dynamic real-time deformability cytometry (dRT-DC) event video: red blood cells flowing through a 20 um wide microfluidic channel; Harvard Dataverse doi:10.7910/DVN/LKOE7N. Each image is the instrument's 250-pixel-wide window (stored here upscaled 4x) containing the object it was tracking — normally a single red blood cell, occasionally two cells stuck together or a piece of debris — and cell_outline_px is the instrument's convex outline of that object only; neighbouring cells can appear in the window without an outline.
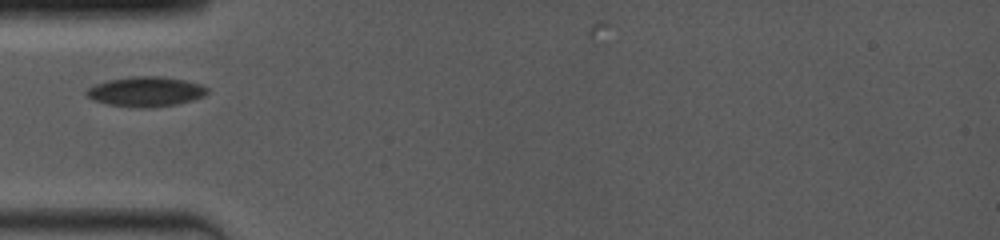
{"species": "common noctule bat (a hibernating species)", "species_latin": "Nyctalus noctula", "temperature_condition": "room temperature", "stored_images_in_passage": 4, "camera_frame_rate_fps": 4000, "um_per_image_px": 0.085, "animal": {"sex": "female", "body_mass_g": 19.0, "forearm_length_mm": 53.3}, "frame": {"image": 1, "passage_image": 1, "time_ms": 0.0, "image_size_px": [1000, 240], "cell_outline_px": [[208, 92], [204, 96], [192, 100], [176, 104], [148, 108], [140, 108], [108, 104], [92, 100], [84, 92], [88, 88], [96, 84], [108, 80], [132, 76], [160, 76], [184, 80], [200, 84], [208, 88]], "centroid_in_image_um": [12.38, 7.79], "position_along_channel_um": 72.6, "area_um2": 20.98}}
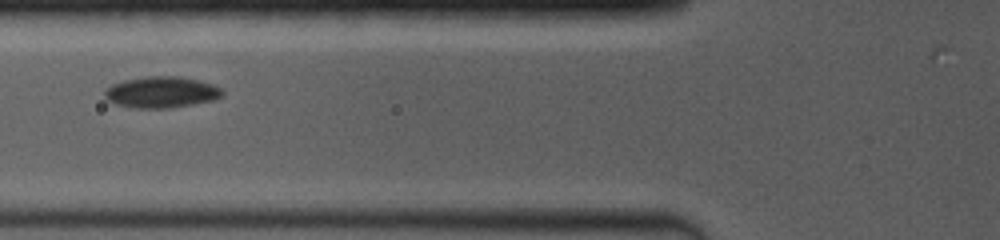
{"frame": {"image": 2, "passage_image": 2, "time_ms": 1.0, "image_size_px": [1000, 240], "cell_outline_px": [[224, 96], [216, 100], [168, 108], [136, 108], [116, 104], [108, 100], [104, 96], [104, 92], [112, 84], [124, 80], [148, 76], [180, 76], [200, 80], [212, 84], [220, 88], [224, 92]], "centroid_in_image_um": [13.76, 7.83], "position_along_channel_um": 112.0, "area_um2": 21.5}}
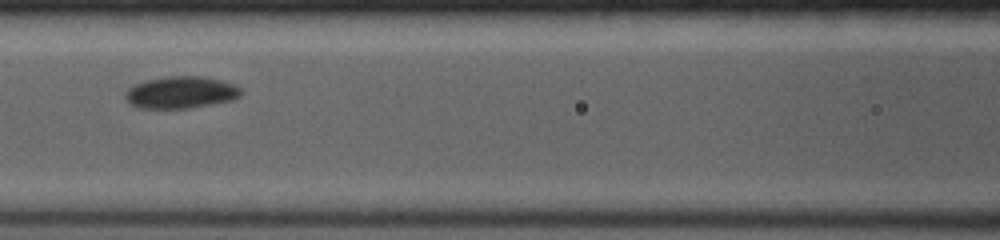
{"frame": {"image": 3, "passage_image": 3, "time_ms": 2.0, "image_size_px": [1000, 240], "cell_outline_px": [[240, 96], [232, 100], [212, 104], [188, 108], [140, 108], [132, 104], [124, 96], [124, 92], [128, 88], [144, 80], [168, 76], [200, 76], [220, 80], [232, 84], [240, 88]], "centroid_in_image_um": [15.35, 7.85], "position_along_channel_um": 151.3, "area_um2": 21.39}}